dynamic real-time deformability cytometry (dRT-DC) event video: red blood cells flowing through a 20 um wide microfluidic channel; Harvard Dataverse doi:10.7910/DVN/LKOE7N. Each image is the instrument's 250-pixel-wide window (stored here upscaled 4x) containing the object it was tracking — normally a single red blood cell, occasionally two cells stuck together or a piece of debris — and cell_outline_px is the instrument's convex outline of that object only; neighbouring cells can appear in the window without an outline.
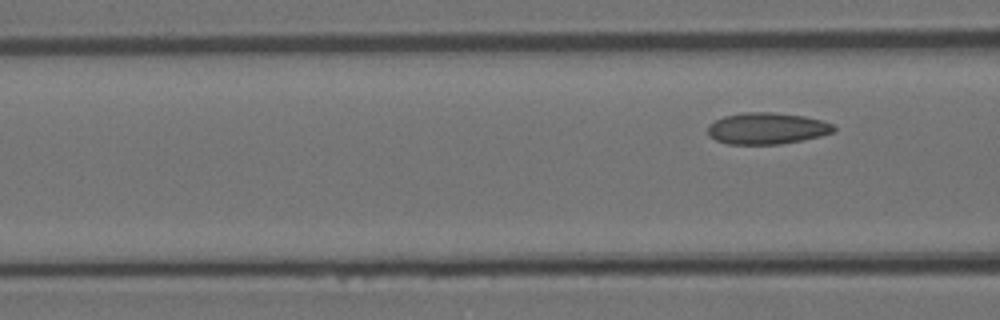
{"species": "Egyptian fruit bat (a non-hibernating species)", "species_latin": "Rousettus aegyptiacus", "temperature_condition": "room temperature", "stored_images_in_passage": 7, "segment_of_instrument_passage": [2, 2], "camera_frame_rate_fps": 3000, "um_per_image_px": 0.085, "animal": {"sex": "female"}, "frame": {"image": 1, "passage_image": 7, "time_ms": 2.0, "image_size_px": [1000, 320], "cell_outline_px": [[836, 128], [832, 132], [820, 136], [804, 140], [780, 144], [728, 144], [716, 140], [708, 136], [708, 124], [724, 116], [744, 112], [772, 112], [804, 116], [820, 120], [832, 124]], "centroid_in_image_um": [65.16, 10.92], "position_along_channel_um": 101.4, "area_um2": 23.12}}